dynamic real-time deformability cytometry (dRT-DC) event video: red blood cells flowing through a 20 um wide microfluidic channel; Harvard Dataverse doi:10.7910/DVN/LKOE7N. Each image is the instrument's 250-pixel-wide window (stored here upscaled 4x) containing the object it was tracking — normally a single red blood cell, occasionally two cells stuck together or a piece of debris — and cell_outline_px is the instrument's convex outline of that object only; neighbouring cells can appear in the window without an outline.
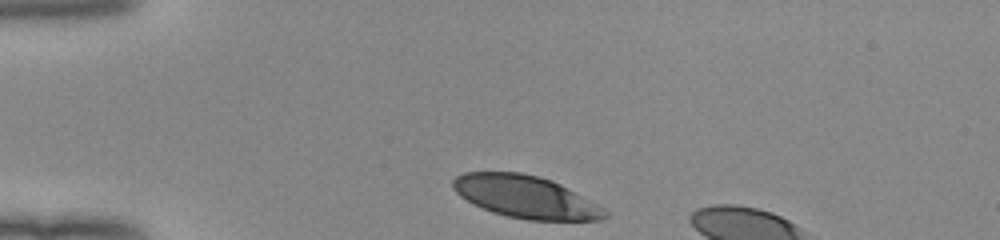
{"species": "human", "species_latin": "Homo sapiens", "temperature_condition": "room temperature", "stored_images_in_passage": 6, "camera_frame_rate_fps": 3000, "um_per_image_px": 0.085, "donor": {"sex": "female"}, "frame": {"image": 1, "passage_image": 1, "time_ms": 0.0, "image_size_px": [1000, 240], "cell_outline_px": [[608, 216], [604, 220], [528, 220], [508, 216], [492, 212], [460, 196], [452, 188], [452, 180], [456, 176], [464, 172], [520, 172], [552, 180], [600, 204], [608, 212]], "centroid_in_image_um": [44.72, 16.73], "position_along_channel_um": 40.3, "area_um2": 37.51}}